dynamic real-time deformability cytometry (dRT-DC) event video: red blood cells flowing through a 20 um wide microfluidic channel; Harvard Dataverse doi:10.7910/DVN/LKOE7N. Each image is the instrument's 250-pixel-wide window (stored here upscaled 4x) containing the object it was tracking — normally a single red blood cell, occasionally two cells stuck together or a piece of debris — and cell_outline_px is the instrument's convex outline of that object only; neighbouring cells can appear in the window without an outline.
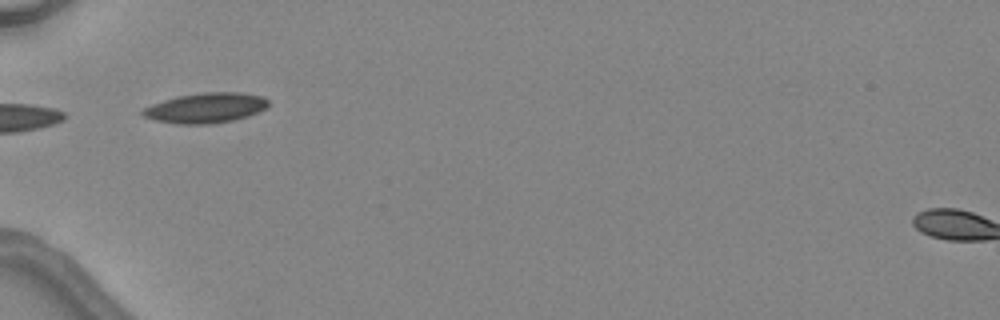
{"species": "common noctule bat (a hibernating species)", "species_latin": "Nyctalus noctula", "temperature_condition": "warm", "stored_images_in_passage": 5, "camera_frame_rate_fps": 3000, "um_per_image_px": 0.085, "animal": {"sex": "female", "body_mass_g": 24.6, "forearm_length_mm": 56.2}, "frame": {"image": 1, "passage_image": 4, "time_ms": 3.667, "image_size_px": [1000, 320], "cell_outline_px": [[268, 108], [248, 116], [232, 120], [212, 124], [180, 124], [156, 120], [144, 116], [140, 112], [144, 108], [152, 104], [164, 100], [180, 96], [204, 92], [240, 92], [264, 96], [268, 100]], "centroid_in_image_um": [17.54, 9.17], "position_along_channel_um": 67.5, "area_um2": 21.96}}